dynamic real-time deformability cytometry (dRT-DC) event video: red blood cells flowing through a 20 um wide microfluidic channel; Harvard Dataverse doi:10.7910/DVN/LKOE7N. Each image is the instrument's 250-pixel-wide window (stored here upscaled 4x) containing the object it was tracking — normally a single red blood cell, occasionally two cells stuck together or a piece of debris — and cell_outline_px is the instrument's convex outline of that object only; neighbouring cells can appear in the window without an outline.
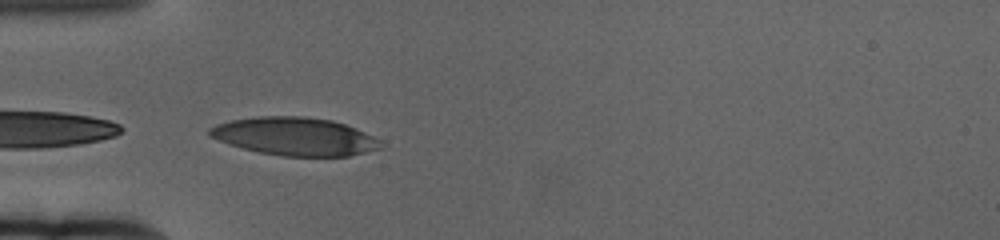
{"species": "human", "species_latin": "Homo sapiens", "temperature_condition": "cold", "stored_images_in_passage": 36, "camera_frame_rate_fps": 3000, "um_per_image_px": 0.085, "donor": {"sex": "female"}, "frame": {"image": 1, "passage_image": 1, "time_ms": 0.0, "image_size_px": [1000, 240], "cell_outline_px": [[384, 144], [380, 148], [348, 156], [280, 156], [260, 152], [228, 144], [208, 136], [208, 128], [216, 124], [232, 120], [256, 116], [304, 116], [332, 120], [356, 128], [380, 140]], "centroid_in_image_um": [25.03, 11.59], "position_along_channel_um": 60.0, "area_um2": 37.92}}
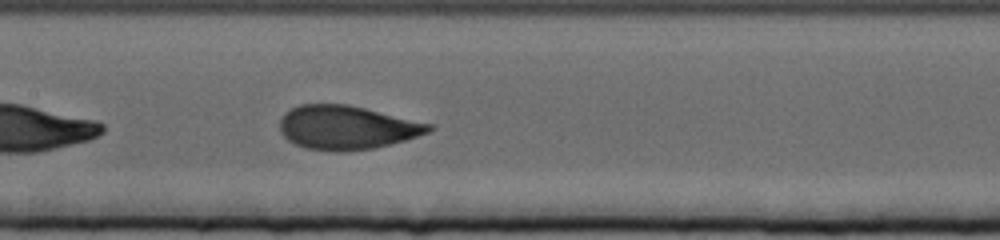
{"frame": {"image": 2, "passage_image": 12, "time_ms": 3.667, "image_size_px": [1000, 240], "cell_outline_px": [[436, 128], [428, 132], [404, 140], [372, 148], [344, 152], [336, 152], [304, 148], [288, 140], [280, 132], [280, 120], [284, 112], [300, 104], [348, 104], [432, 124]], "centroid_in_image_um": [29.44, 10.84], "position_along_channel_um": 178.0, "area_um2": 37.97}}
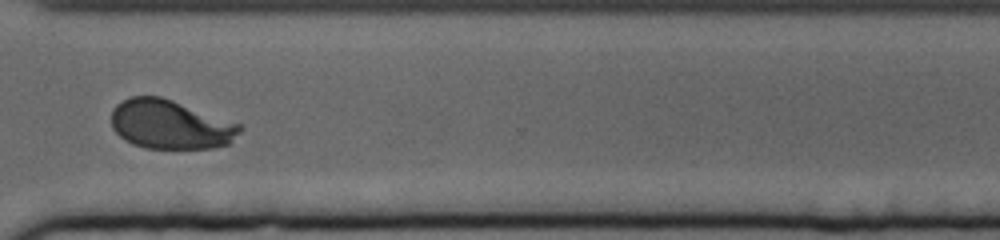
{"frame": {"image": 3, "passage_image": 28, "time_ms": 9.0, "image_size_px": [1000, 240], "cell_outline_px": [[244, 128], [228, 144], [212, 148], [144, 148], [132, 144], [124, 140], [112, 128], [112, 112], [116, 104], [132, 96], [160, 96], [172, 100], [240, 124]], "centroid_in_image_um": [14.46, 10.59], "position_along_channel_um": 356.1, "area_um2": 36.53}, "authors_computed_cell_mechanics": {"area_um2": 37.6856, "velocity_mm_per_s": 3.3445, "shape_relaxation_time_tau1_ms": 4.5786, "shape_relaxation_time_tau2_ms": null, "deformation_change_tau1": 0.1747, "deformation_change_tau2": null}}